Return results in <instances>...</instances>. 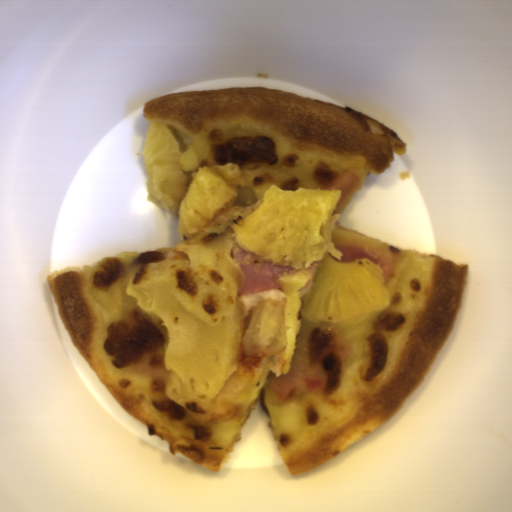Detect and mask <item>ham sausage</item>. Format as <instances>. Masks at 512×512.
I'll list each match as a JSON object with an SVG mask.
<instances>
[{
    "label": "ham sausage",
    "instance_id": "ham-sausage-1",
    "mask_svg": "<svg viewBox=\"0 0 512 512\" xmlns=\"http://www.w3.org/2000/svg\"><path fill=\"white\" fill-rule=\"evenodd\" d=\"M352 352L350 340L328 323L310 320L296 333L295 347L287 374L266 377L275 398L286 403L297 392L324 396Z\"/></svg>",
    "mask_w": 512,
    "mask_h": 512
},
{
    "label": "ham sausage",
    "instance_id": "ham-sausage-2",
    "mask_svg": "<svg viewBox=\"0 0 512 512\" xmlns=\"http://www.w3.org/2000/svg\"><path fill=\"white\" fill-rule=\"evenodd\" d=\"M231 254L239 268L238 297L280 289L283 275L300 270L262 260L243 249L236 242Z\"/></svg>",
    "mask_w": 512,
    "mask_h": 512
},
{
    "label": "ham sausage",
    "instance_id": "ham-sausage-3",
    "mask_svg": "<svg viewBox=\"0 0 512 512\" xmlns=\"http://www.w3.org/2000/svg\"><path fill=\"white\" fill-rule=\"evenodd\" d=\"M165 342L153 346L144 353L136 356L134 369L144 375L156 378H162L168 375L165 360Z\"/></svg>",
    "mask_w": 512,
    "mask_h": 512
},
{
    "label": "ham sausage",
    "instance_id": "ham-sausage-4",
    "mask_svg": "<svg viewBox=\"0 0 512 512\" xmlns=\"http://www.w3.org/2000/svg\"><path fill=\"white\" fill-rule=\"evenodd\" d=\"M338 250L342 254L341 259L338 261L341 264L356 260H372L373 262H375L381 269L385 285L391 281L395 273V266L392 264L390 260L369 252L368 249L365 247L338 246Z\"/></svg>",
    "mask_w": 512,
    "mask_h": 512
},
{
    "label": "ham sausage",
    "instance_id": "ham-sausage-5",
    "mask_svg": "<svg viewBox=\"0 0 512 512\" xmlns=\"http://www.w3.org/2000/svg\"><path fill=\"white\" fill-rule=\"evenodd\" d=\"M359 182L360 176L355 171L344 169L328 178L322 189H339L341 191L339 200H343L356 190Z\"/></svg>",
    "mask_w": 512,
    "mask_h": 512
},
{
    "label": "ham sausage",
    "instance_id": "ham-sausage-6",
    "mask_svg": "<svg viewBox=\"0 0 512 512\" xmlns=\"http://www.w3.org/2000/svg\"><path fill=\"white\" fill-rule=\"evenodd\" d=\"M316 264H317V261L312 263L309 267H307L305 269V273L311 275L310 280L308 281V283L303 288L306 292L313 286L315 270H316Z\"/></svg>",
    "mask_w": 512,
    "mask_h": 512
}]
</instances>
